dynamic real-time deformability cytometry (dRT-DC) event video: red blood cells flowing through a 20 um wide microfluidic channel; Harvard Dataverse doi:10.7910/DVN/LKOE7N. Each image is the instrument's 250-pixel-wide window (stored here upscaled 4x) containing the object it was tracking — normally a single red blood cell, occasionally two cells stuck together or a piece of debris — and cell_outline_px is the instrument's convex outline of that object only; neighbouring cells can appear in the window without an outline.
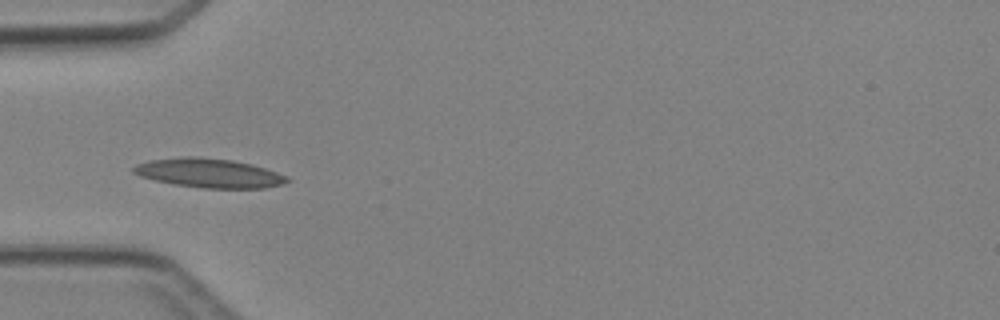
{"species": "Egyptian fruit bat (a non-hibernating species)", "species_latin": "Rousettus aegyptiacus", "temperature_condition": "cold", "stored_images_in_passage": 4, "camera_frame_rate_fps": 3000, "um_per_image_px": 0.085, "animal": {"sex": "female"}, "frame": {"image": 1, "passage_image": 3, "time_ms": 2.333, "image_size_px": [1000, 320], "cell_outline_px": [[292, 180], [280, 184], [264, 188], [204, 188], [176, 184], [156, 180], [140, 176], [132, 172], [132, 168], [136, 164], [148, 160], [184, 156], [196, 156], [232, 160], [252, 164], [288, 176]], "centroid_in_image_um": [17.76, 14.7], "position_along_channel_um": 67.2, "area_um2": 26.01}}
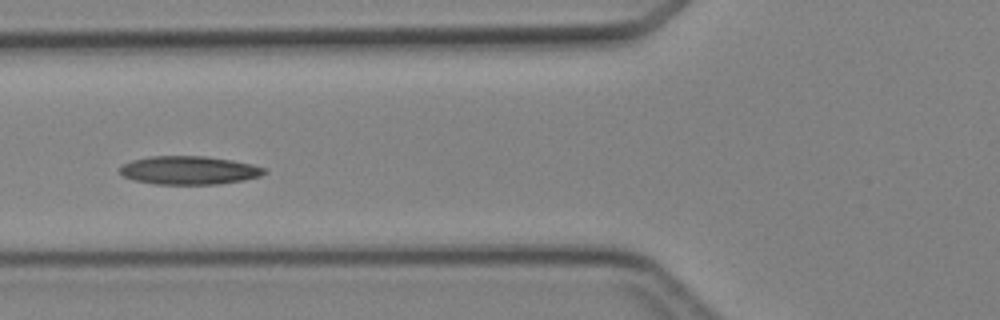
{"frame": {"image": 2, "passage_image": 4, "time_ms": 3.333, "image_size_px": [1000, 320], "cell_outline_px": [[268, 172], [260, 176], [244, 180], [220, 184], [156, 184], [136, 180], [124, 176], [120, 172], [120, 168], [124, 164], [132, 160], [148, 156], [204, 156], [232, 160], [252, 164], [264, 168]], "centroid_in_image_um": [16.1, 14.47], "position_along_channel_um": 109.7, "area_um2": 23.81}}